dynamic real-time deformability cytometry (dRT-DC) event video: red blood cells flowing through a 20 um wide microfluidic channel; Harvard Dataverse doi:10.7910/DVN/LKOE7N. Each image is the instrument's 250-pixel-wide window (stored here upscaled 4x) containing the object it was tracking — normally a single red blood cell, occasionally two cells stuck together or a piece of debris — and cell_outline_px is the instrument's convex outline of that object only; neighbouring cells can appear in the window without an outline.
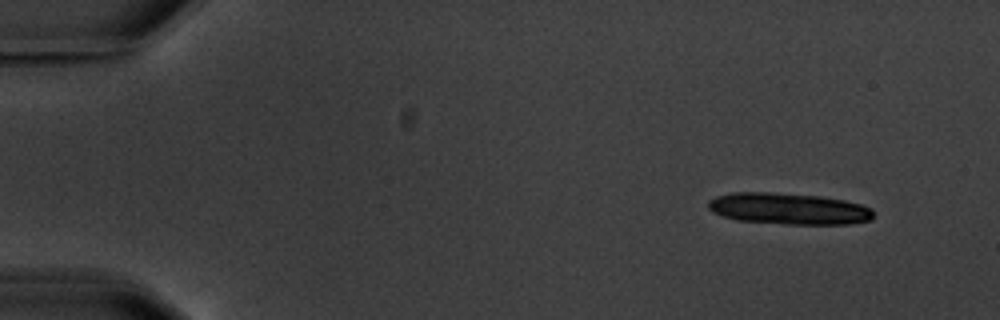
{"species": "common noctule bat (a hibernating species)", "species_latin": "Nyctalus noctula", "temperature_condition": "warm", "stored_images_in_passage": 7, "camera_frame_rate_fps": 3000, "um_per_image_px": 0.085, "animal": {"sex": "male", "body_mass_g": 20.1, "forearm_length_mm": 53.5}, "frame": {"image": 1, "passage_image": 1, "time_ms": 0.0, "image_size_px": [1000, 320], "cell_outline_px": [[872, 220], [848, 224], [784, 224], [736, 220], [712, 212], [708, 208], [708, 200], [716, 196], [732, 192], [768, 192], [820, 196], [844, 200], [860, 204], [872, 208]], "centroid_in_image_um": [67.01, 17.74], "position_along_channel_um": 18.0, "area_um2": 30.35}}
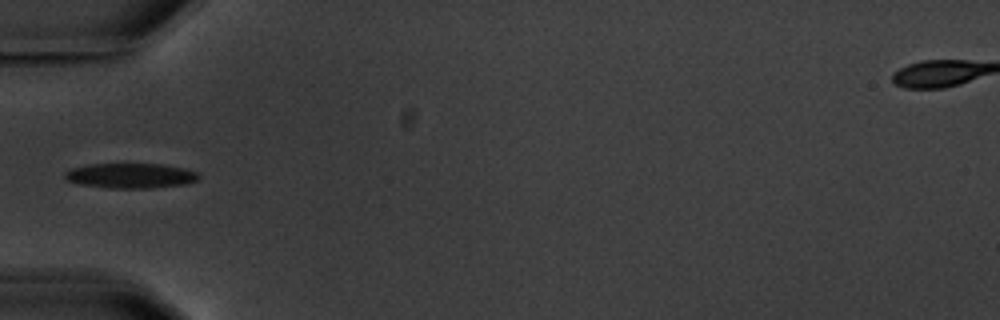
{"frame": {"image": 2, "passage_image": 5, "time_ms": 5.0, "image_size_px": [1000, 320], "cell_outline_px": [[200, 180], [184, 184], [152, 188], [108, 188], [80, 184], [68, 180], [64, 176], [64, 172], [72, 168], [88, 164], [160, 164], [184, 168], [196, 172], [200, 176]], "centroid_in_image_um": [11.11, 14.93], "position_along_channel_um": 73.9, "area_um2": 19.48}}